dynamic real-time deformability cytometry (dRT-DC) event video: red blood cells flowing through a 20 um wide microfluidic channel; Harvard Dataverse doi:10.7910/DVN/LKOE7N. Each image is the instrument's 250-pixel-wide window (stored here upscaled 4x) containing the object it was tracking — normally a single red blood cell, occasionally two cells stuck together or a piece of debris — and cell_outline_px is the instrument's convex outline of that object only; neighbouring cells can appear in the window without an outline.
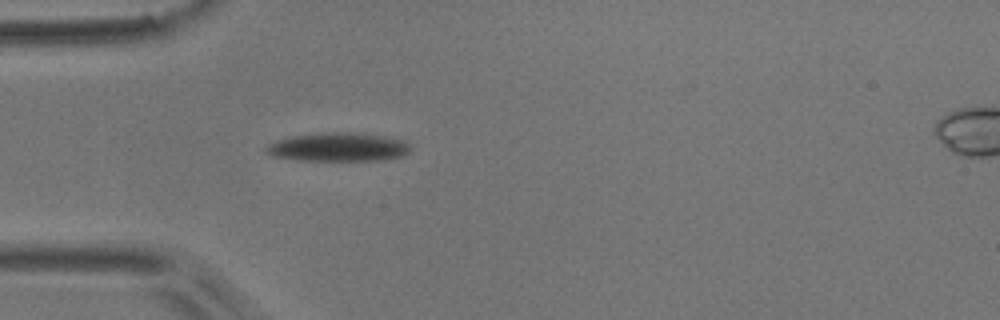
{"species": "common noctule bat (a hibernating species)", "species_latin": "Nyctalus noctula", "temperature_condition": "room temperature", "stored_images_in_passage": 2, "camera_frame_rate_fps": 3000, "um_per_image_px": 0.085, "animal": {"sex": "male", "body_mass_g": 17.9}, "frame": {"image": 1, "passage_image": 1, "time_ms": 0.0, "image_size_px": [1000, 320], "cell_outline_px": [[412, 148], [408, 152], [400, 156], [384, 160], [296, 160], [272, 156], [264, 152], [264, 148], [268, 144], [276, 140], [288, 136], [332, 132], [364, 132], [384, 136], [400, 140], [408, 144]], "centroid_in_image_um": [28.7, 12.49], "position_along_channel_um": 56.3, "area_um2": 24.28}}